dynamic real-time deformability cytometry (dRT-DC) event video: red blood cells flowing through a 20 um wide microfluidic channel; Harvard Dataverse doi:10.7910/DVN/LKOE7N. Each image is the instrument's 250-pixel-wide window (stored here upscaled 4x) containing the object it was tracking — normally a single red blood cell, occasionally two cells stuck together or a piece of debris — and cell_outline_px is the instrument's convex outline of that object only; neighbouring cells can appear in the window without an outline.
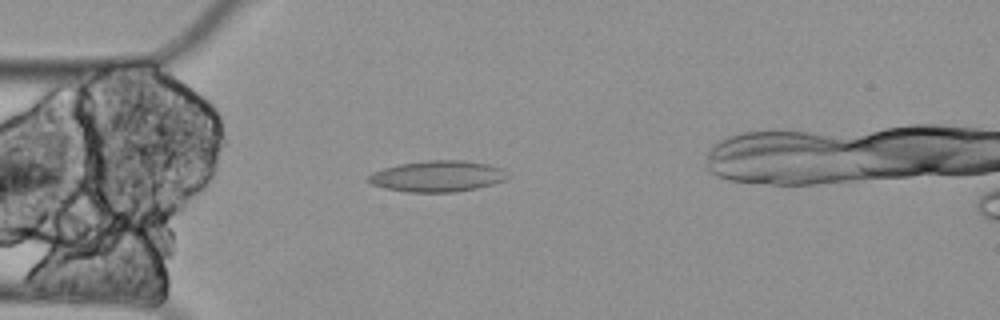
{"species": "Egyptian fruit bat (a non-hibernating species)", "species_latin": "Rousettus aegyptiacus", "temperature_condition": "cold", "stored_images_in_passage": 3, "camera_frame_rate_fps": 3000, "um_per_image_px": 0.085, "animal": {"sex": "female"}, "frame": {"image": 1, "passage_image": 2, "time_ms": 0.333, "image_size_px": [1000, 320], "cell_outline_px": [[508, 176], [504, 180], [492, 184], [476, 188], [456, 192], [408, 192], [384, 188], [372, 184], [364, 180], [372, 172], [384, 168], [400, 164], [428, 160], [464, 160], [488, 164], [500, 168]], "centroid_in_image_um": [37.13, 14.98], "position_along_channel_um": 47.9, "area_um2": 25.14}}